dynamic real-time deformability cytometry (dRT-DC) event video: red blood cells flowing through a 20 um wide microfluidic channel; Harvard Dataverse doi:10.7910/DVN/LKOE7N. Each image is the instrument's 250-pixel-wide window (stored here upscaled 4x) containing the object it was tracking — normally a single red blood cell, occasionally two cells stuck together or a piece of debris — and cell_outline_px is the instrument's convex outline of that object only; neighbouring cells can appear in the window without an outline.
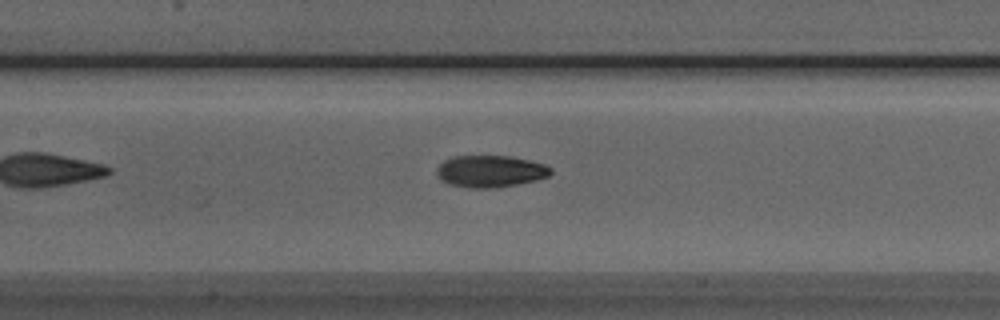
{"species": "Egyptian fruit bat (a non-hibernating species)", "species_latin": "Rousettus aegyptiacus", "temperature_condition": "room temperature", "stored_images_in_passage": 31, "camera_frame_rate_fps": 3000, "um_per_image_px": 0.085, "animal": {"sex": "male"}, "frame": {"image": 1, "passage_image": 9, "time_ms": 2.667, "image_size_px": [1000, 320], "cell_outline_px": [[552, 172], [548, 176], [536, 180], [496, 188], [468, 188], [448, 184], [440, 180], [436, 172], [436, 168], [444, 160], [452, 156], [508, 156], [528, 160], [544, 164], [552, 168]], "centroid_in_image_um": [41.64, 14.56], "position_along_channel_um": 165.8, "area_um2": 21.27}}
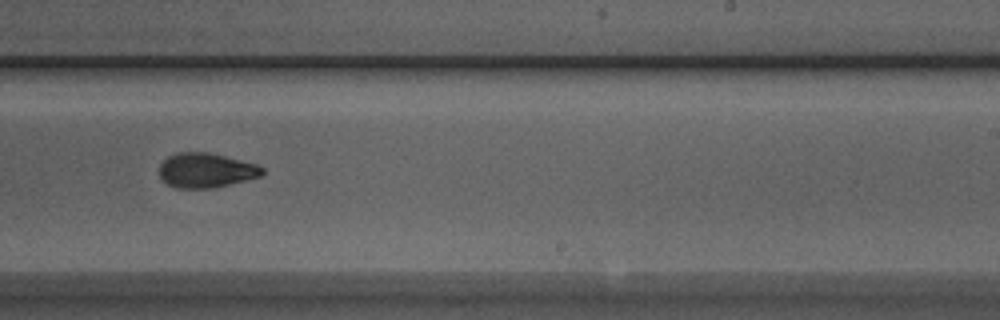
{"frame": {"image": 2, "passage_image": 17, "time_ms": 5.333, "image_size_px": [1000, 320], "cell_outline_px": [[264, 172], [260, 176], [212, 188], [176, 188], [160, 180], [160, 164], [168, 156], [180, 152], [208, 152], [256, 164], [264, 168]], "centroid_in_image_um": [17.47, 14.48], "position_along_channel_um": 271.5, "area_um2": 20.58}}
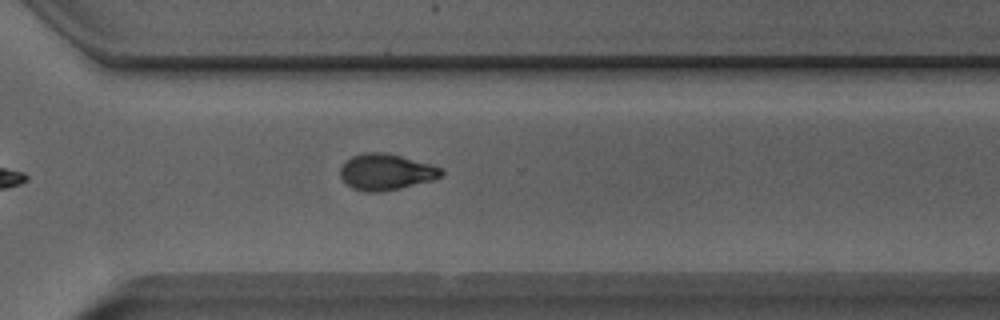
{"frame": {"image": 3, "passage_image": 22, "time_ms": 7.0, "image_size_px": [1000, 320], "cell_outline_px": [[444, 172], [440, 176], [432, 180], [400, 188], [380, 192], [364, 192], [352, 188], [340, 176], [340, 168], [352, 156], [368, 152], [384, 152], [432, 164], [440, 168]], "centroid_in_image_um": [32.81, 14.62], "position_along_channel_um": 337.8, "area_um2": 21.04}, "authors_computed_cell_mechanics": {"area_um2": 21.4438, "velocity_mm_per_s": 3.9814, "shape_relaxation_time_tau1_ms": 3.6097, "shape_relaxation_time_tau2_ms": 1.6275, "deformation_change_tau1": 0.1558, "deformation_change_tau2": 0.0672}}